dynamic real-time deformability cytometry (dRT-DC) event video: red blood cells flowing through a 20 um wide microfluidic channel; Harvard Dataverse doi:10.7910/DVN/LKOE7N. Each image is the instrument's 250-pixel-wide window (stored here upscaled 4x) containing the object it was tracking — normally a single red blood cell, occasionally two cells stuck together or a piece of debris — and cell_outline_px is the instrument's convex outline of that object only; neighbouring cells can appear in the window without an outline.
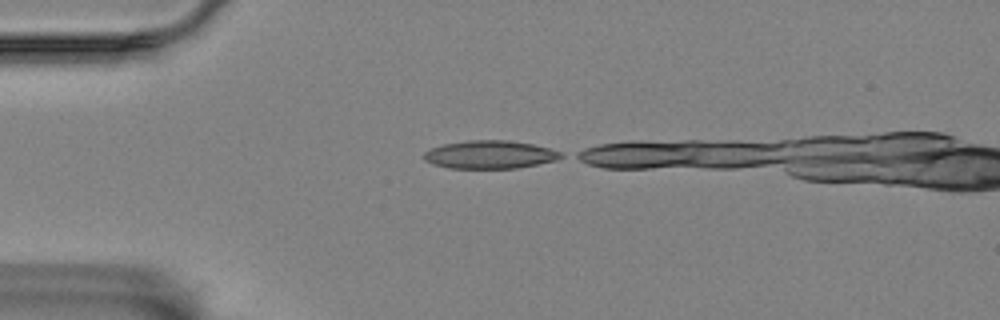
{"species": "Egyptian fruit bat (a non-hibernating species)", "species_latin": "Rousettus aegyptiacus", "temperature_condition": "room temperature", "stored_images_in_passage": 8, "camera_frame_rate_fps": 3000, "um_per_image_px": 0.085, "animal": {"sex": "female"}, "frame": {"image": 1, "passage_image": 1, "time_ms": 0.0, "image_size_px": [1000, 320], "cell_outline_px": [[564, 156], [556, 160], [516, 168], [448, 168], [432, 164], [424, 160], [424, 152], [432, 148], [444, 144], [468, 140], [508, 140], [532, 144], [564, 152]], "centroid_in_image_um": [41.64, 13.14], "position_along_channel_um": 43.4, "area_um2": 22.37}}
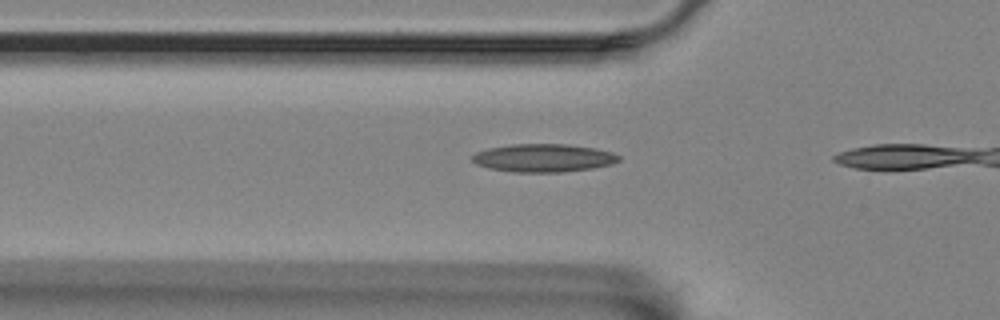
{"frame": {"image": 2, "passage_image": 6, "time_ms": 1.667, "image_size_px": [1000, 320], "cell_outline_px": [[620, 160], [612, 164], [592, 168], [560, 172], [512, 172], [488, 168], [476, 164], [472, 160], [472, 156], [476, 152], [488, 148], [512, 144], [564, 144], [592, 148], [612, 152], [620, 156]], "centroid_in_image_um": [46.17, 13.43], "position_along_channel_um": 79.6, "area_um2": 23.87}}